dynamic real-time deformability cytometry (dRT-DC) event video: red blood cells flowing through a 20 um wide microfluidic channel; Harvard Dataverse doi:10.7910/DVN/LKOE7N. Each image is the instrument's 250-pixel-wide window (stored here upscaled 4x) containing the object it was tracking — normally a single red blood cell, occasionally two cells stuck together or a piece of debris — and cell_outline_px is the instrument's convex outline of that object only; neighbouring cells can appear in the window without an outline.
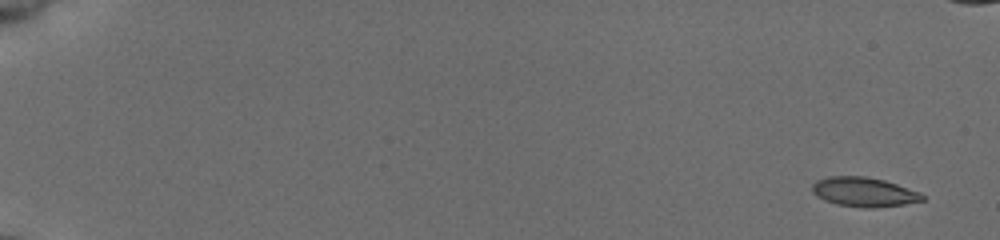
{"species": "common noctule bat (a hibernating species)", "species_latin": "Nyctalus noctula", "temperature_condition": "cold", "stored_images_in_passage": 54, "camera_frame_rate_fps": 3000, "um_per_image_px": 0.085, "animal": {"sex": "female", "body_mass_g": 19.5, "forearm_length_mm": 54.1}, "frame": {"image": 1, "passage_image": 1, "time_ms": 0.0, "image_size_px": [1000, 240], "cell_outline_px": [[924, 200], [904, 204], [872, 208], [860, 208], [836, 204], [824, 200], [816, 196], [812, 192], [812, 184], [816, 180], [828, 176], [864, 176], [884, 180], [920, 192], [924, 196]], "centroid_in_image_um": [73.4, 16.32], "position_along_channel_um": 11.6, "area_um2": 18.96}}
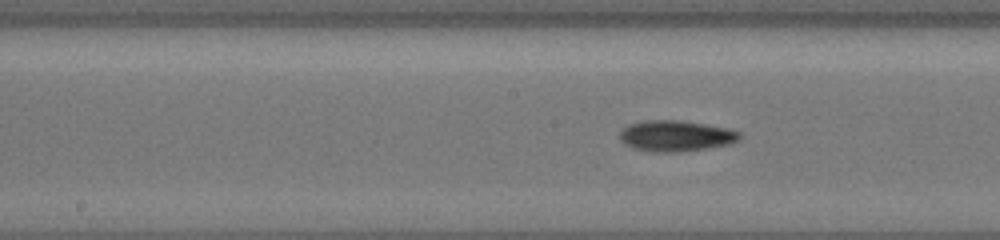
{"frame": {"image": 2, "passage_image": 29, "time_ms": 9.333, "image_size_px": [1000, 240], "cell_outline_px": [[740, 140], [732, 144], [708, 148], [680, 152], [652, 152], [632, 148], [624, 144], [620, 140], [620, 132], [628, 124], [644, 120], [680, 120], [728, 128], [740, 132]], "centroid_in_image_um": [57.45, 11.56], "position_along_channel_um": 190.8, "area_um2": 21.85}}
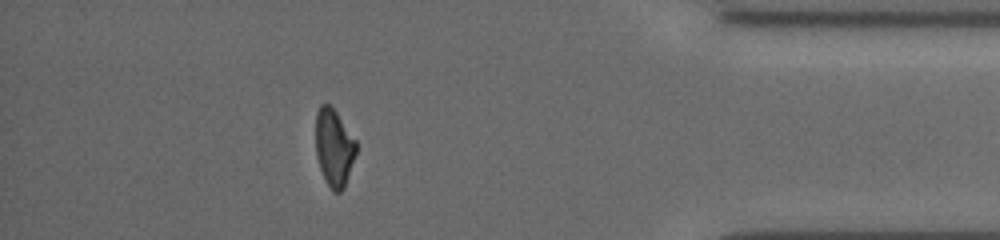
{"frame": {"image": 3, "passage_image": 48, "time_ms": 15.667, "image_size_px": [1000, 240], "cell_outline_px": [[356, 152], [344, 188], [340, 192], [332, 192], [320, 168], [316, 156], [316, 112], [320, 104], [328, 104], [336, 112], [356, 140]], "centroid_in_image_um": [28.38, 12.54], "position_along_channel_um": 406.8, "area_um2": 18.03}, "authors_computed_cell_mechanics": {"area_um2": 19.3919, "velocity_mm_per_s": 3.903, "shape_relaxation_time_tau1_ms": 4.5815, "shape_relaxation_time_tau2_ms": 9.8424, "deformation_change_tau1": 0.1356, "deformation_change_tau2": 0.1803}}